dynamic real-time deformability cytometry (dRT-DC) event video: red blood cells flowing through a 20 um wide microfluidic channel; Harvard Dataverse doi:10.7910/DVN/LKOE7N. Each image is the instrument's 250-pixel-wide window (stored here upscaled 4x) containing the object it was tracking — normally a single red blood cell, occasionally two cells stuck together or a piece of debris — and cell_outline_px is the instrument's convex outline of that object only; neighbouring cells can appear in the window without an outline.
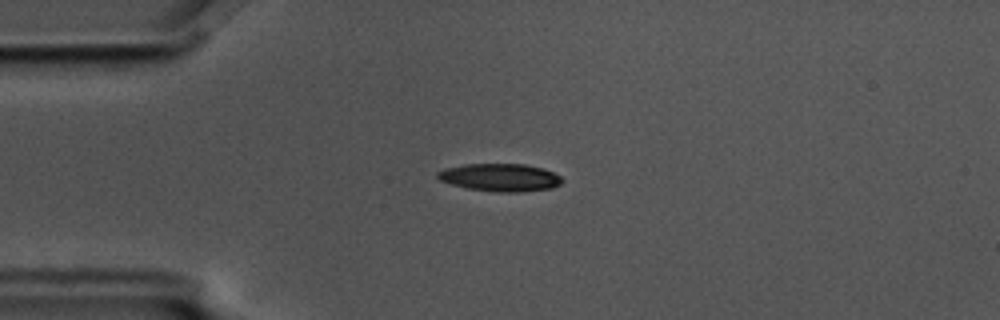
{"species": "common noctule bat (a hibernating species)", "species_latin": "Nyctalus noctula", "temperature_condition": "cold", "stored_images_in_passage": 14, "camera_frame_rate_fps": 3000, "um_per_image_px": 0.085, "animal": {"sex": "male", "body_mass_g": 17.5, "forearm_length_mm": 52.3}, "frame": {"image": 1, "passage_image": 3, "time_ms": 0.667, "image_size_px": [1000, 320], "cell_outline_px": [[564, 180], [560, 184], [552, 188], [516, 192], [500, 192], [468, 188], [452, 184], [440, 180], [436, 176], [436, 172], [444, 168], [464, 164], [524, 164], [544, 168], [560, 176]], "centroid_in_image_um": [42.51, 15.07], "position_along_channel_um": 42.5, "area_um2": 20.06}}
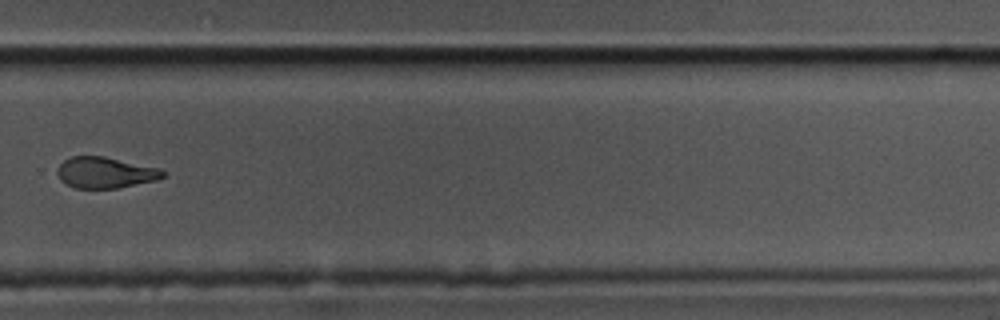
{"frame": {"image": 2, "passage_image": 10, "time_ms": 3.0, "image_size_px": [1000, 320], "cell_outline_px": [[164, 176], [156, 180], [116, 188], [76, 188], [60, 180], [56, 172], [56, 168], [64, 160], [72, 156], [104, 156], [160, 168], [164, 172]], "centroid_in_image_um": [8.92, 14.66], "position_along_channel_um": 320.9, "area_um2": 19.02}}
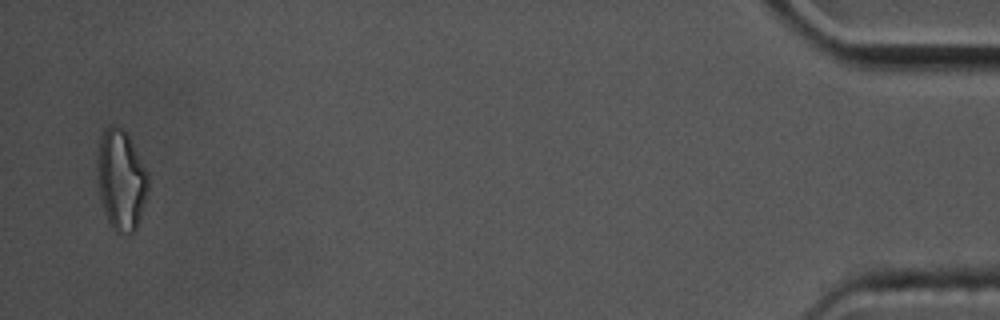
{"frame": {"image": 3, "passage_image": 14, "time_ms": 4.333, "image_size_px": [1000, 320], "cell_outline_px": [[148, 188], [136, 228], [132, 232], [116, 232], [112, 228], [108, 220], [100, 200], [96, 176], [100, 140], [104, 132], [112, 124], [124, 128], [148, 172]], "centroid_in_image_um": [10.28, 15.28], "position_along_channel_um": 424.9, "area_um2": 29.36}}